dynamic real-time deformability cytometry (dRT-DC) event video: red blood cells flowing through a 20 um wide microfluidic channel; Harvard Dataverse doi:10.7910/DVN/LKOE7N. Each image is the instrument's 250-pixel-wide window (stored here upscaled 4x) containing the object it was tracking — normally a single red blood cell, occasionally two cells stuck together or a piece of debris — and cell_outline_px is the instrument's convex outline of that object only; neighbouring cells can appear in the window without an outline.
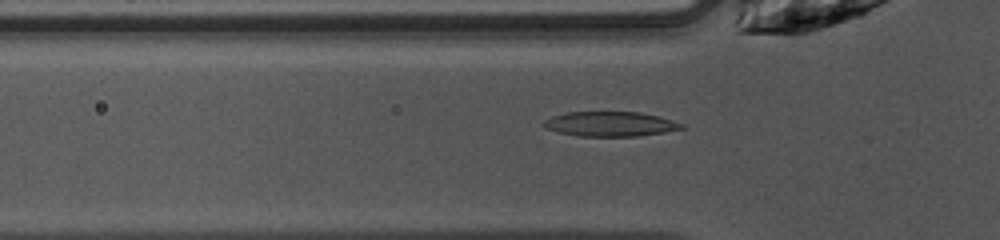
{"species": "common noctule bat (a hibernating species)", "species_latin": "Nyctalus noctula", "temperature_condition": "warm", "stored_images_in_passage": 47, "camera_frame_rate_fps": 3000, "um_per_image_px": 0.085, "animal": {"sex": "female", "body_mass_g": 10.0, "forearm_length_mm": 53.1}, "frame": {"image": 1, "passage_image": 13, "time_ms": 4.0, "image_size_px": [1000, 240], "cell_outline_px": [[688, 128], [664, 132], [636, 136], [576, 136], [560, 132], [548, 128], [540, 124], [544, 120], [552, 116], [568, 112], [640, 112], [672, 120], [684, 124]], "centroid_in_image_um": [51.89, 10.54], "position_along_channel_um": 73.9, "area_um2": 19.83}}
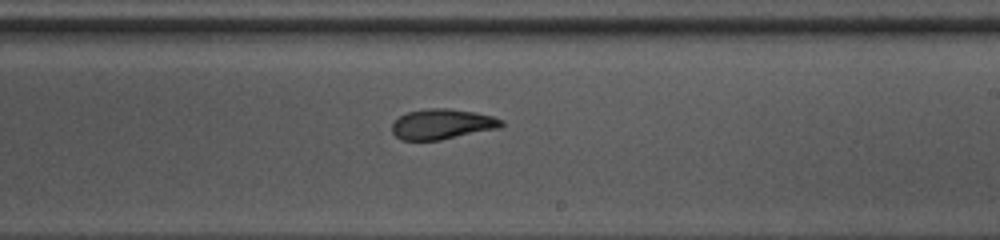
{"frame": {"image": 2, "passage_image": 26, "time_ms": 8.333, "image_size_px": [1000, 240], "cell_outline_px": [[504, 124], [500, 128], [440, 140], [400, 140], [392, 132], [392, 124], [400, 116], [408, 112], [428, 108], [448, 108], [476, 112], [492, 116], [504, 120]], "centroid_in_image_um": [37.61, 10.55], "position_along_channel_um": 251.4, "area_um2": 19.36}}
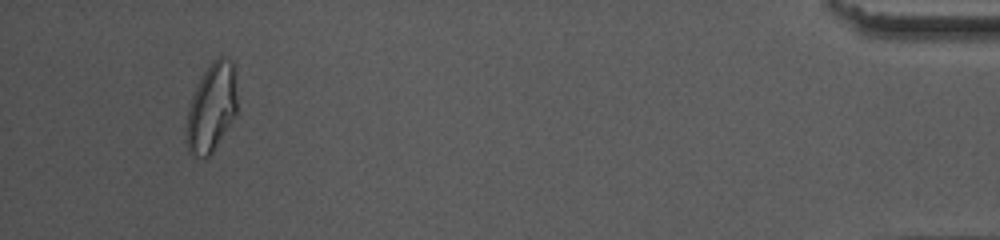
{"frame": {"image": 3, "passage_image": 44, "time_ms": 14.333, "image_size_px": [1000, 240], "cell_outline_px": [[236, 112], [212, 152], [208, 156], [192, 156], [188, 152], [188, 108], [192, 96], [204, 72], [212, 60], [220, 56], [224, 56], [232, 60], [236, 76]], "centroid_in_image_um": [18.01, 9.08], "position_along_channel_um": 417.2, "area_um2": 25.49}, "authors_computed_cell_mechanics": {"area_um2": 20.2878, "velocity_mm_per_s": 4.0667, "shape_relaxation_time_tau1_ms": 4.6199, "shape_relaxation_time_tau2_ms": 1.7065, "deformation_change_tau1": 0.1825, "deformation_change_tau2": 0.0838}}